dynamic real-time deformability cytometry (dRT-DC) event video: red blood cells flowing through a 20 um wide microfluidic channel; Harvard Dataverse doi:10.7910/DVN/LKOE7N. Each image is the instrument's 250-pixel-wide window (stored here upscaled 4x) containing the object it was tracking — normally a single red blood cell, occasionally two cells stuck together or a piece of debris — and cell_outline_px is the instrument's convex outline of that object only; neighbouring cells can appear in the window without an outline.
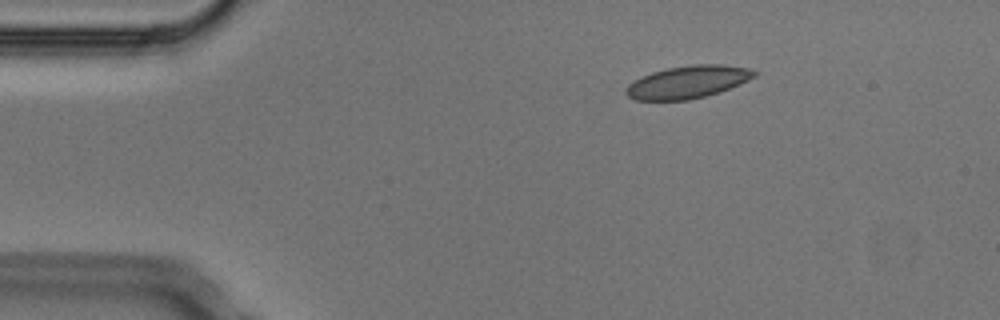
{"species": "Egyptian fruit bat (a non-hibernating species)", "species_latin": "Rousettus aegyptiacus", "temperature_condition": "cold", "stored_images_in_passage": 3, "camera_frame_rate_fps": 3000, "um_per_image_px": 0.085, "animal": {"sex": "male"}, "frame": {"image": 1, "passage_image": 1, "time_ms": 0.0, "image_size_px": [1000, 320], "cell_outline_px": [[756, 76], [740, 84], [720, 92], [688, 100], [636, 100], [628, 96], [624, 92], [624, 88], [628, 84], [652, 72], [668, 68], [692, 64], [724, 64], [748, 68], [756, 72]], "centroid_in_image_um": [58.46, 6.97], "position_along_channel_um": 26.5, "area_um2": 24.28}}
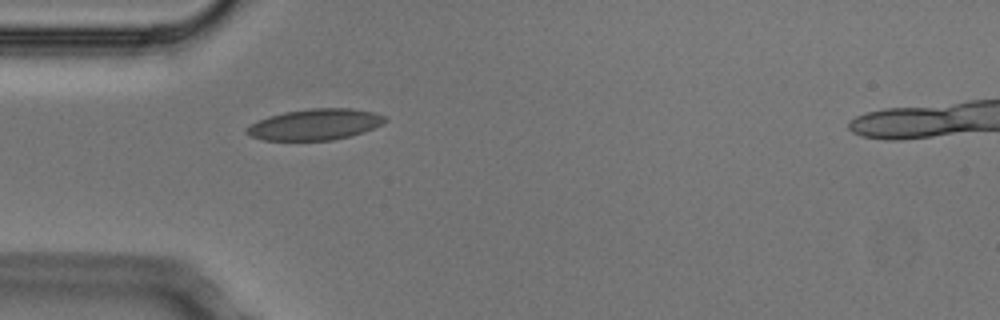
{"frame": {"image": 2, "passage_image": 3, "time_ms": 0.667, "image_size_px": [1000, 320], "cell_outline_px": [[388, 120], [364, 132], [332, 140], [264, 140], [252, 136], [244, 132], [244, 128], [268, 116], [284, 112], [312, 108], [352, 108], [376, 112], [384, 116]], "centroid_in_image_um": [26.78, 10.57], "position_along_channel_um": 58.2, "area_um2": 24.91}}